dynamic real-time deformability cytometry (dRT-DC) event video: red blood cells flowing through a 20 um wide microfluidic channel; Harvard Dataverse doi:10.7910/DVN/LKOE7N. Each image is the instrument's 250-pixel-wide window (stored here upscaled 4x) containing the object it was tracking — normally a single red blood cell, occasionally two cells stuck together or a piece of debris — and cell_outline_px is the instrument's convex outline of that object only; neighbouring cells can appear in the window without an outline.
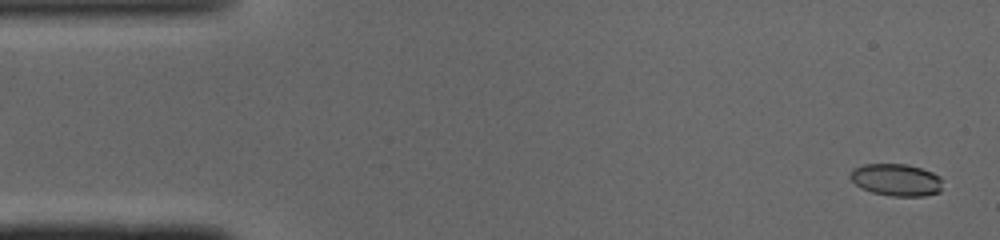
{"species": "common noctule bat (a hibernating species)", "species_latin": "Nyctalus noctula", "temperature_condition": "cold", "stored_images_in_passage": 49, "camera_frame_rate_fps": 3000, "um_per_image_px": 0.085, "animal": {"sex": "male", "body_mass_g": 19.0, "forearm_length_mm": 50.8}, "frame": {"image": 1, "passage_image": 2, "time_ms": 0.333, "image_size_px": [1000, 240], "cell_outline_px": [[940, 192], [924, 196], [892, 196], [872, 192], [860, 188], [848, 176], [852, 168], [864, 164], [908, 164], [932, 172], [940, 176]], "centroid_in_image_um": [76.14, 15.28], "position_along_channel_um": 8.9, "area_um2": 17.34}}
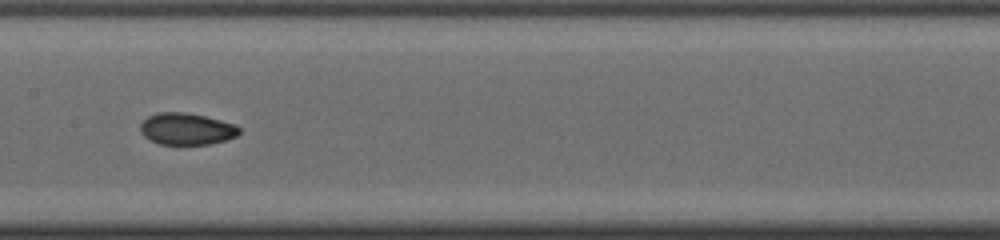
{"frame": {"image": 2, "passage_image": 24, "time_ms": 7.667, "image_size_px": [1000, 240], "cell_outline_px": [[240, 132], [236, 136], [212, 144], [160, 144], [144, 136], [140, 132], [140, 124], [148, 116], [156, 112], [184, 112], [204, 116], [236, 124], [240, 128]], "centroid_in_image_um": [15.85, 10.95], "position_along_channel_um": 191.5, "area_um2": 18.26}}
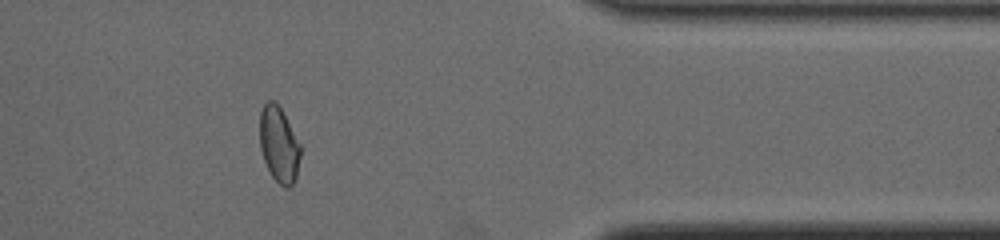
{"frame": {"image": 3, "passage_image": 40, "time_ms": 13.0, "image_size_px": [1000, 240], "cell_outline_px": [[300, 156], [296, 176], [292, 184], [288, 188], [284, 188], [272, 176], [264, 160], [260, 148], [260, 112], [264, 104], [268, 100], [272, 100], [280, 108], [300, 144]], "centroid_in_image_um": [23.69, 12.3], "position_along_channel_um": 387.7, "area_um2": 17.57}, "authors_computed_cell_mechanics": {"area_um2": 18.0336, "velocity_mm_per_s": 4.1072, "shape_relaxation_time_tau1_ms": 9.1813, "shape_relaxation_time_tau2_ms": 1.9579, "deformation_change_tau1": 0.2136, "deformation_change_tau2": 0.0552}}